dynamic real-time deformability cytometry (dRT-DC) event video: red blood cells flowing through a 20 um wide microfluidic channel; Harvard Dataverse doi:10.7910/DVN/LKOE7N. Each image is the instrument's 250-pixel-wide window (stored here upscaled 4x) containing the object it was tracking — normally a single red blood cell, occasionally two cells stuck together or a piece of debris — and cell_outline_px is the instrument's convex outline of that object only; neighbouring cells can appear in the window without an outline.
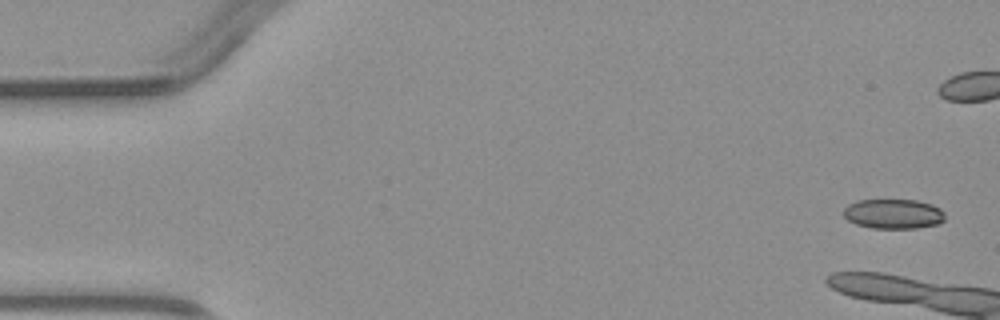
{"species": "common noctule bat (a hibernating species)", "species_latin": "Nyctalus noctula", "temperature_condition": "warm", "stored_images_in_passage": 4, "camera_frame_rate_fps": 3000, "um_per_image_px": 0.085, "animal": {"sex": "male", "body_mass_g": 23.1, "forearm_length_mm": 52.7}, "frame": {"image": 1, "passage_image": 1, "time_ms": 0.0, "image_size_px": [1000, 320], "cell_outline_px": [[944, 220], [940, 224], [916, 228], [872, 228], [856, 224], [848, 220], [844, 216], [844, 208], [848, 204], [856, 200], [916, 200], [932, 204], [940, 208], [944, 212]], "centroid_in_image_um": [75.95, 18.18], "position_along_channel_um": 9.0, "area_um2": 17.69}}